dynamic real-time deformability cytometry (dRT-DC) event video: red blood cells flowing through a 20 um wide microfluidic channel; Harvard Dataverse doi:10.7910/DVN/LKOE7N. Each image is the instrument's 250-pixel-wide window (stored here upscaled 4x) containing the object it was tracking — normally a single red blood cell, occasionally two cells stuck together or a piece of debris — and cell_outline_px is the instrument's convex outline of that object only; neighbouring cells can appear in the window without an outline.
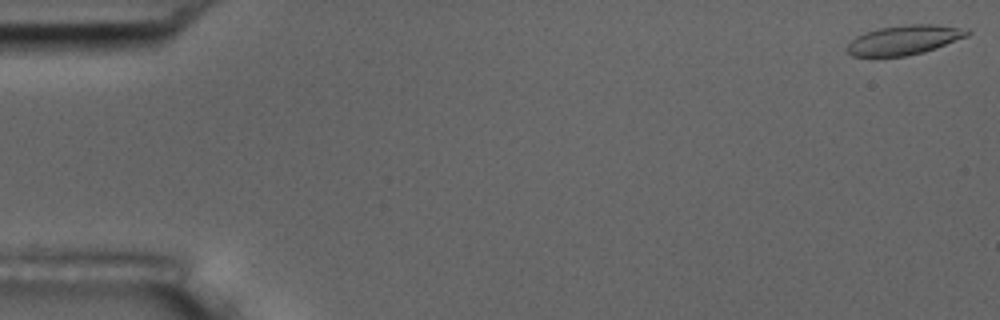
{"species": "common noctule bat (a hibernating species)", "species_latin": "Nyctalus noctula", "temperature_condition": "room temperature", "stored_images_in_passage": 15, "camera_frame_rate_fps": 3000, "um_per_image_px": 0.085, "animal": {"sex": "male", "body_mass_g": 17.5, "forearm_length_mm": 52.3}, "frame": {"image": 1, "passage_image": 1, "time_ms": 0.0, "image_size_px": [1000, 320], "cell_outline_px": [[972, 32], [968, 36], [936, 48], [924, 52], [904, 56], [852, 56], [848, 52], [848, 44], [856, 36], [864, 32], [880, 28], [912, 24], [932, 24], [968, 28]], "centroid_in_image_um": [76.91, 3.39], "position_along_channel_um": 8.1, "area_um2": 20.58}}
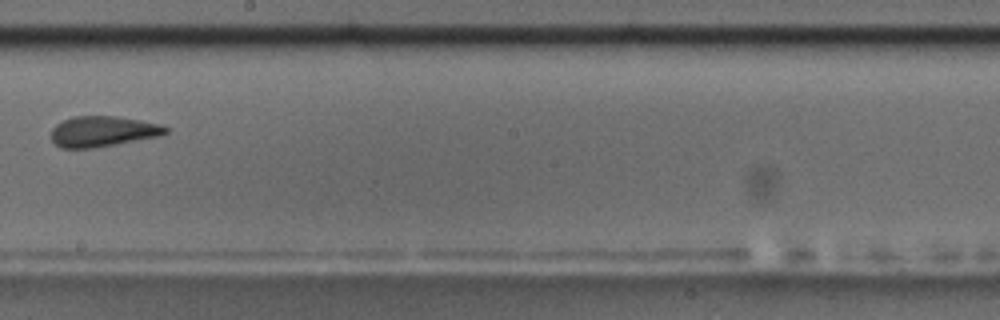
{"frame": {"image": 2, "passage_image": 9, "time_ms": 10.333, "image_size_px": [1000, 320], "cell_outline_px": [[168, 132], [160, 136], [116, 144], [92, 148], [60, 148], [52, 140], [52, 128], [56, 124], [72, 116], [116, 116], [140, 120], [160, 124], [168, 128]], "centroid_in_image_um": [8.74, 11.16], "position_along_channel_um": 239.5, "area_um2": 20.35}, "authors_computed_cell_mechanics": {"area_um2": 20.7502, "velocity_mm_per_s": 3.6207, "shape_relaxation_time_tau1_ms": 3.2597, "shape_relaxation_time_tau2_ms": 0.9952, "deformation_change_tau1": 0.1331, "deformation_change_tau2": 0.0755}}